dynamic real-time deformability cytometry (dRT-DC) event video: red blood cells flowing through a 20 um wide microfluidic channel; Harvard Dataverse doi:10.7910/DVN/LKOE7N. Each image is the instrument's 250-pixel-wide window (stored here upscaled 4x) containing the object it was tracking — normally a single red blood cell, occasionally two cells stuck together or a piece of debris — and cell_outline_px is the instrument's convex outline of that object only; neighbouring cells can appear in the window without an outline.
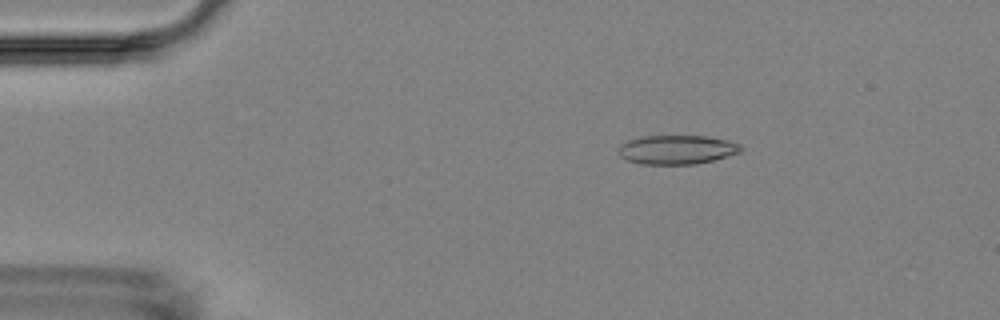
{"species": "Egyptian fruit bat (a non-hibernating species)", "species_latin": "Rousettus aegyptiacus", "temperature_condition": "room temperature", "stored_images_in_passage": 9, "camera_frame_rate_fps": 3000, "um_per_image_px": 0.085, "animal": {"sex": "female"}, "frame": {"image": 1, "passage_image": 3, "time_ms": 2.667, "image_size_px": [1000, 320], "cell_outline_px": [[744, 148], [740, 152], [712, 160], [696, 164], [640, 164], [628, 160], [620, 156], [616, 148], [620, 144], [628, 140], [640, 136], [704, 136], [728, 140], [740, 144]], "centroid_in_image_um": [57.5, 12.71], "position_along_channel_um": 27.5, "area_um2": 20.81}}
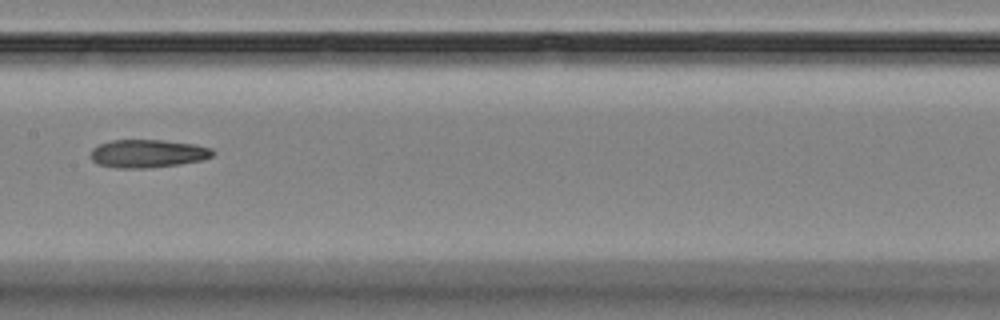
{"frame": {"image": 2, "passage_image": 8, "time_ms": 9.0, "image_size_px": [1000, 320], "cell_outline_px": [[216, 152], [212, 156], [200, 160], [180, 164], [144, 168], [116, 168], [96, 164], [92, 160], [92, 148], [100, 144], [112, 140], [164, 140], [196, 144], [212, 148]], "centroid_in_image_um": [12.57, 13.05], "position_along_channel_um": 194.8, "area_um2": 20.0}}
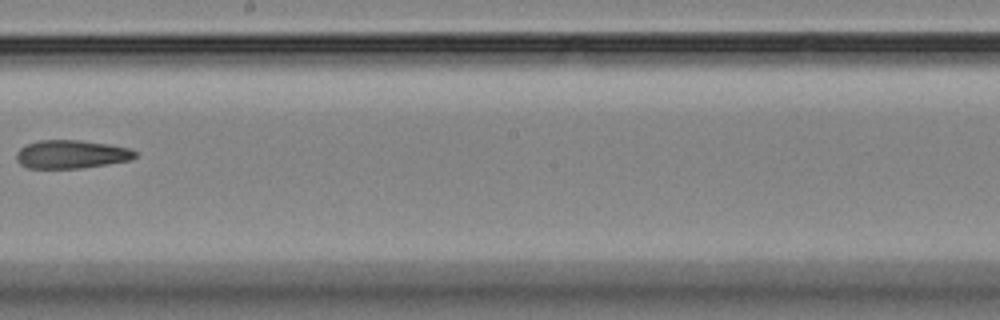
{"frame": {"image": 3, "passage_image": 9, "time_ms": 10.333, "image_size_px": [1000, 320], "cell_outline_px": [[136, 156], [128, 160], [80, 168], [28, 168], [20, 164], [16, 160], [16, 152], [20, 148], [28, 144], [40, 140], [80, 140], [108, 144], [128, 148], [136, 152]], "centroid_in_image_um": [6.01, 13.11], "position_along_channel_um": 242.2, "area_um2": 19.36}}